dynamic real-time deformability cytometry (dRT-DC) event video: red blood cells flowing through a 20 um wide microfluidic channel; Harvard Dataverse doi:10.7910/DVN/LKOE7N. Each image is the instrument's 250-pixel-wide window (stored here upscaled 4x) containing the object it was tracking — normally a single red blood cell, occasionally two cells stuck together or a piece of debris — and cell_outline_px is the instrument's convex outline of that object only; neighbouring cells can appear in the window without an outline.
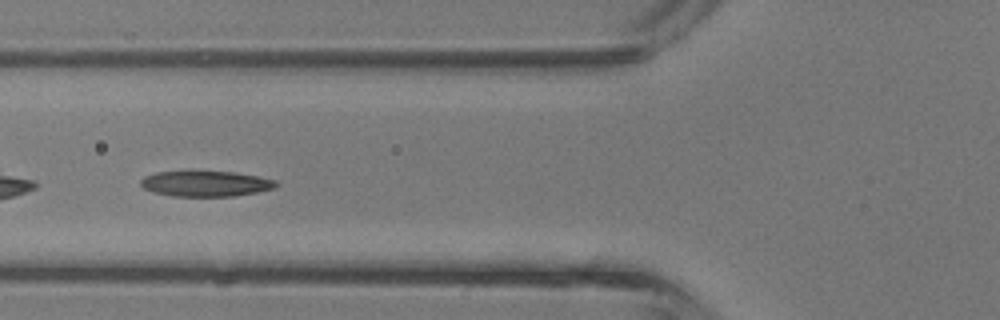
{"species": "common noctule bat (a hibernating species)", "species_latin": "Nyctalus noctula", "temperature_condition": "room temperature", "stored_images_in_passage": 5, "camera_frame_rate_fps": 3000, "um_per_image_px": 0.085, "animal": {"sex": "male", "body_mass_g": 13.3}, "frame": {"image": 1, "passage_image": 4, "time_ms": 1.0, "image_size_px": [1000, 320], "cell_outline_px": [[280, 184], [276, 188], [256, 192], [232, 196], [172, 196], [152, 192], [144, 188], [140, 184], [140, 180], [144, 176], [156, 172], [232, 172], [256, 176], [276, 180]], "centroid_in_image_um": [17.48, 15.62], "position_along_channel_um": 108.3, "area_um2": 20.0}}
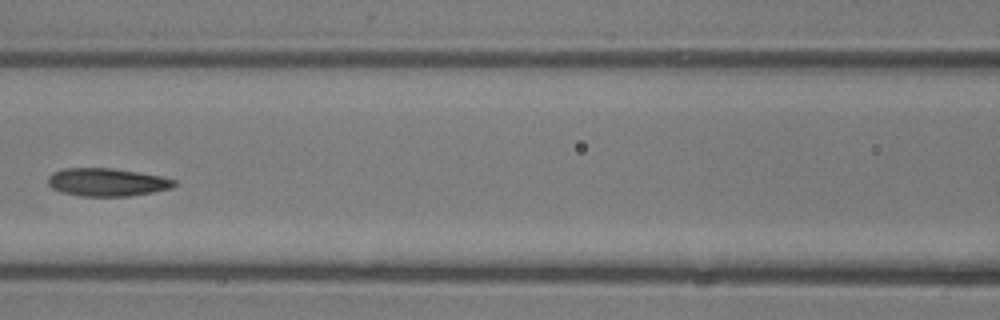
{"frame": {"image": 2, "passage_image": 5, "time_ms": 1.333, "image_size_px": [1000, 320], "cell_outline_px": [[176, 184], [172, 188], [152, 192], [128, 196], [80, 196], [60, 192], [52, 188], [48, 184], [48, 176], [52, 172], [64, 168], [112, 168], [160, 176], [176, 180]], "centroid_in_image_um": [9.06, 15.49], "position_along_channel_um": 157.5, "area_um2": 20.58}}